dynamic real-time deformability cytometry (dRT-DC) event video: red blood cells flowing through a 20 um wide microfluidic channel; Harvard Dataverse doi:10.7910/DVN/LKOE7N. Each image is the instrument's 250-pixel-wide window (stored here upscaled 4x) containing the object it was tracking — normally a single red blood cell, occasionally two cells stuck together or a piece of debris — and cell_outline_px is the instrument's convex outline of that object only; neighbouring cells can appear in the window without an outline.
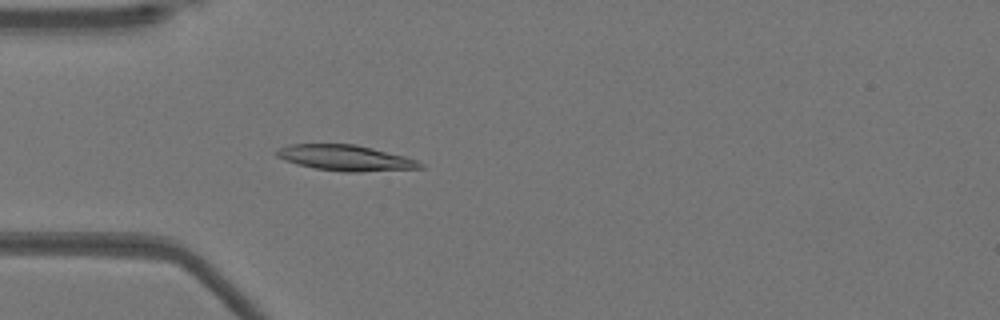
{"species": "Egyptian fruit bat (a non-hibernating species)", "species_latin": "Rousettus aegyptiacus", "temperature_condition": "warm", "stored_images_in_passage": 48, "camera_frame_rate_fps": 3000, "um_per_image_px": 0.085, "animal": {"sex": "female"}, "frame": {"image": 1, "passage_image": 12, "time_ms": 3.667, "image_size_px": [1000, 320], "cell_outline_px": [[424, 168], [360, 172], [344, 172], [316, 168], [296, 164], [284, 160], [276, 156], [276, 148], [288, 144], [356, 144], [404, 156], [416, 160], [424, 164]], "centroid_in_image_um": [29.34, 13.42], "position_along_channel_um": 55.7, "area_um2": 21.56}}
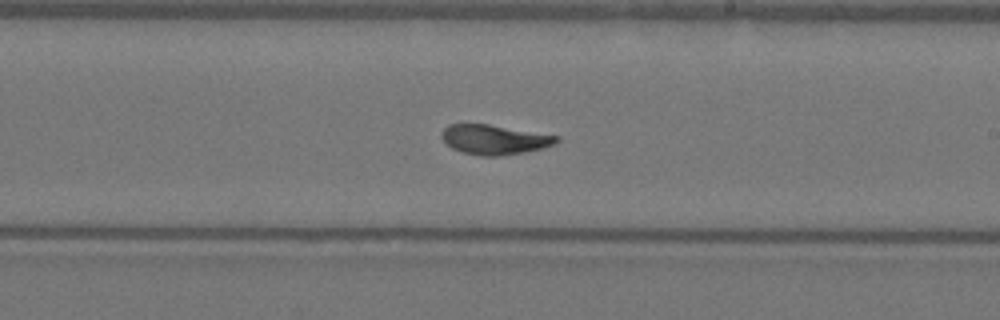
{"frame": {"image": 2, "passage_image": 27, "time_ms": 8.667, "image_size_px": [1000, 320], "cell_outline_px": [[560, 140], [556, 144], [544, 148], [524, 152], [500, 156], [480, 156], [464, 152], [452, 148], [440, 136], [440, 132], [448, 124], [488, 124], [560, 136]], "centroid_in_image_um": [42.05, 11.86], "position_along_channel_um": 247.0, "area_um2": 19.94}}
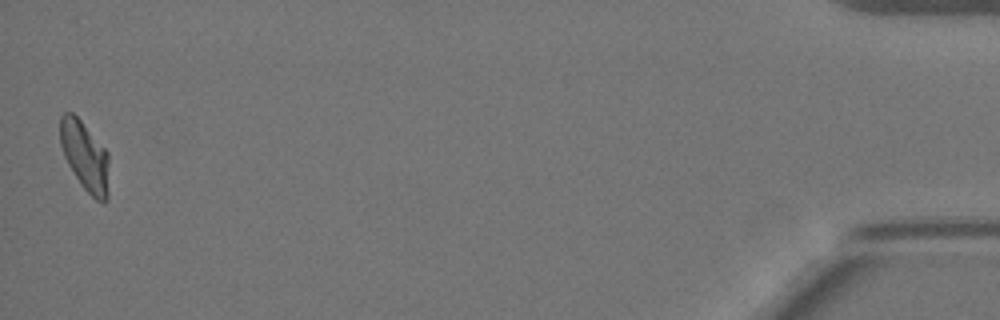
{"frame": {"image": 3, "passage_image": 48, "time_ms": 15.667, "image_size_px": [1000, 320], "cell_outline_px": [[108, 200], [104, 204], [96, 200], [80, 184], [68, 164], [64, 156], [60, 144], [60, 116], [64, 112], [72, 112], [80, 120], [108, 152]], "centroid_in_image_um": [7.22, 13.29], "position_along_channel_um": 428.0, "area_um2": 19.77}, "authors_computed_cell_mechanics": {"area_um2": 20.2589, "velocity_mm_per_s": 3.9248, "shape_relaxation_time_tau1_ms": 4.1886, "shape_relaxation_time_tau2_ms": 1.3894, "deformation_change_tau1": 0.1842, "deformation_change_tau2": 0.0788}}